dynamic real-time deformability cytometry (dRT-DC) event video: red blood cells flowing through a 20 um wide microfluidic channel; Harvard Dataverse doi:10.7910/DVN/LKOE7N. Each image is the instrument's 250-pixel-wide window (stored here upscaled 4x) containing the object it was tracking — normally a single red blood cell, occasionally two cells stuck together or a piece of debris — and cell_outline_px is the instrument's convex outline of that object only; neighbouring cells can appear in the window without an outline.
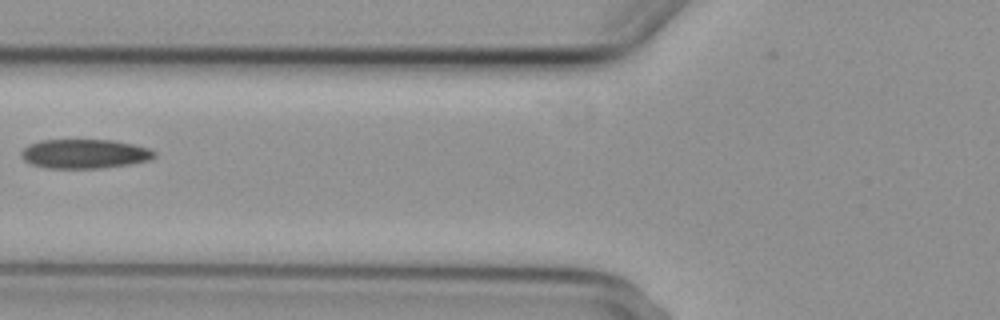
{"species": "common noctule bat (a hibernating species)", "species_latin": "Nyctalus noctula", "temperature_condition": "cold", "stored_images_in_passage": 7, "camera_frame_rate_fps": 3000, "um_per_image_px": 0.085, "animal": {"sex": "female", "body_mass_g": 29.2, "forearm_length_mm": 56.3}, "frame": {"image": 1, "passage_image": 5, "time_ms": 5.0, "image_size_px": [1000, 320], "cell_outline_px": [[156, 156], [148, 160], [128, 164], [100, 168], [48, 168], [32, 164], [24, 160], [20, 152], [28, 144], [40, 140], [112, 140], [132, 144], [148, 148], [156, 152]], "centroid_in_image_um": [7.17, 13.07], "position_along_channel_um": 118.6, "area_um2": 22.54}}
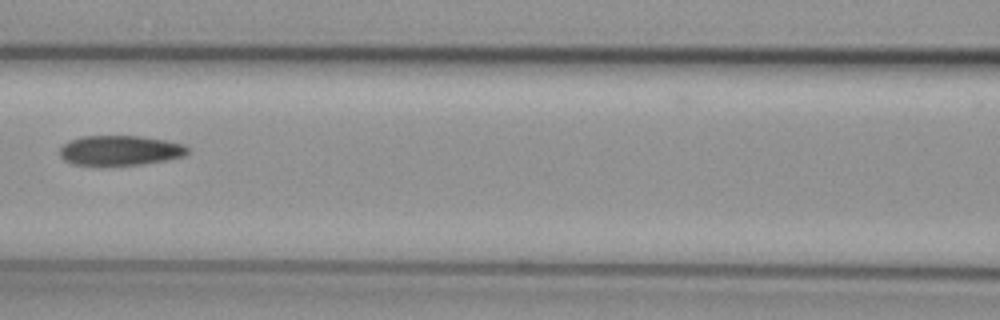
{"frame": {"image": 2, "passage_image": 6, "time_ms": 6.0, "image_size_px": [1000, 320], "cell_outline_px": [[188, 152], [184, 156], [168, 160], [144, 164], [72, 164], [64, 160], [60, 156], [60, 148], [68, 140], [84, 136], [140, 136], [164, 140], [184, 144], [188, 148]], "centroid_in_image_um": [10.22, 12.77], "position_along_channel_um": 156.4, "area_um2": 22.08}}
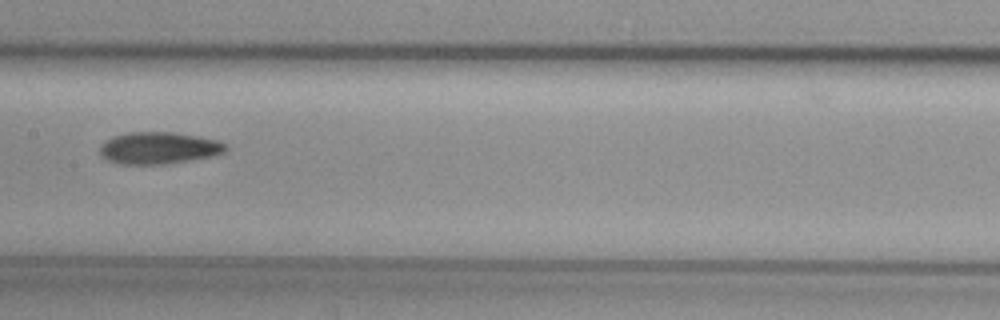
{"frame": {"image": 3, "passage_image": 7, "time_ms": 7.0, "image_size_px": [1000, 320], "cell_outline_px": [[228, 148], [224, 152], [212, 156], [164, 164], [124, 164], [104, 160], [100, 156], [100, 148], [112, 136], [124, 132], [176, 132], [220, 140]], "centroid_in_image_um": [13.49, 12.57], "position_along_channel_um": 193.9, "area_um2": 23.47}}